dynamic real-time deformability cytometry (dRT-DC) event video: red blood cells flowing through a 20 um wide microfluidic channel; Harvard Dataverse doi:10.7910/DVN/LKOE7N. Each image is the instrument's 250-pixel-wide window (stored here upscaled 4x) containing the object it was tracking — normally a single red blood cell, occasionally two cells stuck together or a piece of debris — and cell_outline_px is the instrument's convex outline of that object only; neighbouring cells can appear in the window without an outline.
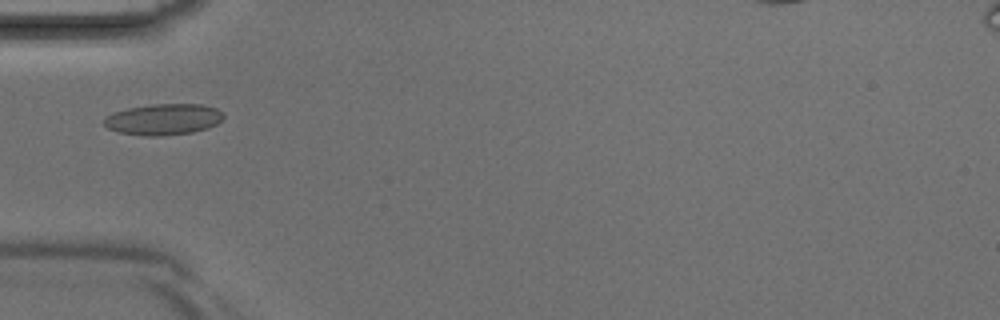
{"species": "Egyptian fruit bat (a non-hibernating species)", "species_latin": "Rousettus aegyptiacus", "temperature_condition": "room temperature", "stored_images_in_passage": 5, "camera_frame_rate_fps": 3000, "um_per_image_px": 0.085, "animal": {"sex": "male"}, "frame": {"image": 1, "passage_image": 4, "time_ms": 1.0, "image_size_px": [1000, 320], "cell_outline_px": [[224, 116], [216, 124], [208, 128], [192, 132], [160, 136], [144, 136], [120, 132], [108, 128], [104, 124], [104, 120], [108, 116], [116, 112], [128, 108], [152, 104], [200, 104], [216, 108]], "centroid_in_image_um": [13.9, 10.15], "position_along_channel_um": 71.1, "area_um2": 21.39}}